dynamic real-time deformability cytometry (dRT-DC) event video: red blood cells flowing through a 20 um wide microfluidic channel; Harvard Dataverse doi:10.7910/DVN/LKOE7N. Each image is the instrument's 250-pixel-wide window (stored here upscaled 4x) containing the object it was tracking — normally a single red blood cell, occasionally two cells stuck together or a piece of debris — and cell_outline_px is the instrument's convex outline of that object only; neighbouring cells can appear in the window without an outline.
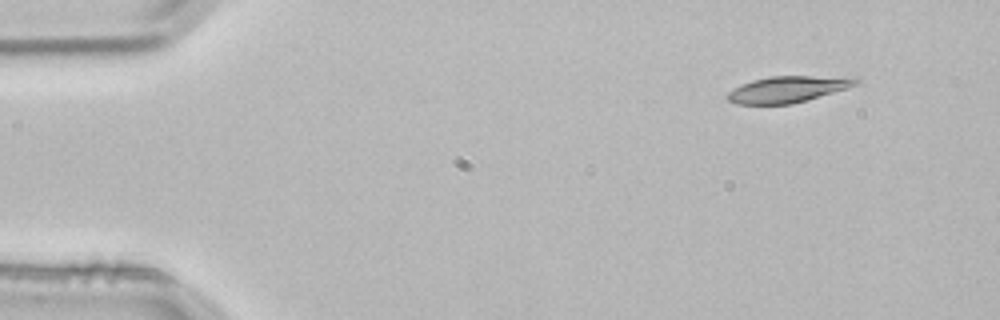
{"species": "common noctule bat (a hibernating species)", "species_latin": "Nyctalus noctula", "temperature_condition": "room temperature", "stored_images_in_passage": 3, "camera_frame_rate_fps": 3000, "um_per_image_px": 0.085, "animal": {"sex": "male", "body_mass_g": 21.5, "forearm_length_mm": 52.0}, "frame": {"image": 1, "passage_image": 1, "time_ms": 0.0, "image_size_px": [1000, 320], "cell_outline_px": [[860, 80], [856, 84], [848, 88], [808, 100], [792, 104], [736, 104], [728, 100], [724, 96], [728, 92], [740, 84], [752, 80], [768, 76], [856, 76]], "centroid_in_image_um": [66.98, 7.58], "position_along_channel_um": 18.0, "area_um2": 20.06}}
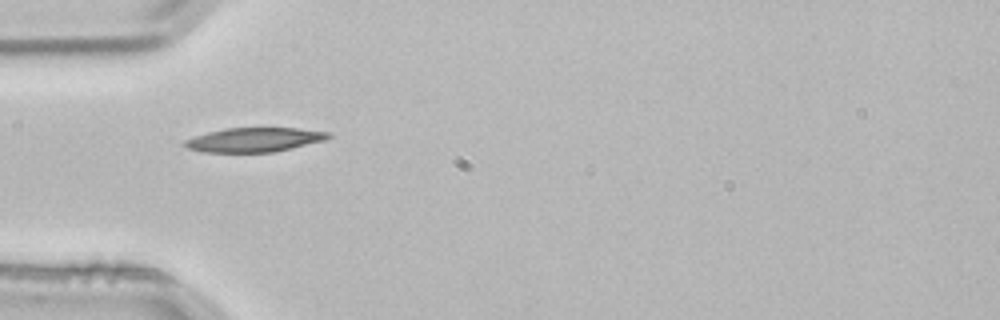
{"frame": {"image": 2, "passage_image": 3, "time_ms": 0.667, "image_size_px": [1000, 320], "cell_outline_px": [[332, 136], [324, 140], [272, 152], [204, 152], [188, 148], [180, 144], [184, 140], [208, 132], [224, 128], [296, 128], [332, 132]], "centroid_in_image_um": [21.59, 11.87], "position_along_channel_um": 63.4, "area_um2": 20.17}}